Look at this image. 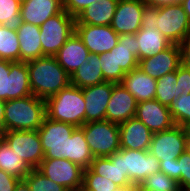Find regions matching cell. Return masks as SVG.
Masks as SVG:
<instances>
[{
    "mask_svg": "<svg viewBox=\"0 0 190 191\" xmlns=\"http://www.w3.org/2000/svg\"><path fill=\"white\" fill-rule=\"evenodd\" d=\"M153 26L171 44L178 45L190 31V22L180 2L159 7L145 5L142 14V28Z\"/></svg>",
    "mask_w": 190,
    "mask_h": 191,
    "instance_id": "1",
    "label": "cell"
},
{
    "mask_svg": "<svg viewBox=\"0 0 190 191\" xmlns=\"http://www.w3.org/2000/svg\"><path fill=\"white\" fill-rule=\"evenodd\" d=\"M32 94L46 100L68 87L70 75L54 56H43L26 62Z\"/></svg>",
    "mask_w": 190,
    "mask_h": 191,
    "instance_id": "2",
    "label": "cell"
},
{
    "mask_svg": "<svg viewBox=\"0 0 190 191\" xmlns=\"http://www.w3.org/2000/svg\"><path fill=\"white\" fill-rule=\"evenodd\" d=\"M45 117V100L33 94L24 98L5 101V131L38 130Z\"/></svg>",
    "mask_w": 190,
    "mask_h": 191,
    "instance_id": "3",
    "label": "cell"
},
{
    "mask_svg": "<svg viewBox=\"0 0 190 191\" xmlns=\"http://www.w3.org/2000/svg\"><path fill=\"white\" fill-rule=\"evenodd\" d=\"M49 119L81 127L85 124V101L81 88L74 85L61 89L46 100Z\"/></svg>",
    "mask_w": 190,
    "mask_h": 191,
    "instance_id": "4",
    "label": "cell"
},
{
    "mask_svg": "<svg viewBox=\"0 0 190 191\" xmlns=\"http://www.w3.org/2000/svg\"><path fill=\"white\" fill-rule=\"evenodd\" d=\"M81 128L94 157H109L121 149L119 124L105 119L87 122Z\"/></svg>",
    "mask_w": 190,
    "mask_h": 191,
    "instance_id": "5",
    "label": "cell"
},
{
    "mask_svg": "<svg viewBox=\"0 0 190 191\" xmlns=\"http://www.w3.org/2000/svg\"><path fill=\"white\" fill-rule=\"evenodd\" d=\"M75 18L65 10L50 17L40 26L42 57L54 56L75 33Z\"/></svg>",
    "mask_w": 190,
    "mask_h": 191,
    "instance_id": "6",
    "label": "cell"
},
{
    "mask_svg": "<svg viewBox=\"0 0 190 191\" xmlns=\"http://www.w3.org/2000/svg\"><path fill=\"white\" fill-rule=\"evenodd\" d=\"M75 128L46 116L38 129L44 159H68L69 137Z\"/></svg>",
    "mask_w": 190,
    "mask_h": 191,
    "instance_id": "7",
    "label": "cell"
},
{
    "mask_svg": "<svg viewBox=\"0 0 190 191\" xmlns=\"http://www.w3.org/2000/svg\"><path fill=\"white\" fill-rule=\"evenodd\" d=\"M32 95L26 62L0 60V99L12 100Z\"/></svg>",
    "mask_w": 190,
    "mask_h": 191,
    "instance_id": "8",
    "label": "cell"
},
{
    "mask_svg": "<svg viewBox=\"0 0 190 191\" xmlns=\"http://www.w3.org/2000/svg\"><path fill=\"white\" fill-rule=\"evenodd\" d=\"M37 170L69 191H81L84 168L68 159H43Z\"/></svg>",
    "mask_w": 190,
    "mask_h": 191,
    "instance_id": "9",
    "label": "cell"
},
{
    "mask_svg": "<svg viewBox=\"0 0 190 191\" xmlns=\"http://www.w3.org/2000/svg\"><path fill=\"white\" fill-rule=\"evenodd\" d=\"M4 139L32 169H37L44 159L38 130L4 131Z\"/></svg>",
    "mask_w": 190,
    "mask_h": 191,
    "instance_id": "10",
    "label": "cell"
},
{
    "mask_svg": "<svg viewBox=\"0 0 190 191\" xmlns=\"http://www.w3.org/2000/svg\"><path fill=\"white\" fill-rule=\"evenodd\" d=\"M120 167L131 183L140 184L160 171L159 160L150 151L120 149Z\"/></svg>",
    "mask_w": 190,
    "mask_h": 191,
    "instance_id": "11",
    "label": "cell"
},
{
    "mask_svg": "<svg viewBox=\"0 0 190 191\" xmlns=\"http://www.w3.org/2000/svg\"><path fill=\"white\" fill-rule=\"evenodd\" d=\"M186 138L183 129L179 125L153 133L149 151L159 161L172 162L186 152Z\"/></svg>",
    "mask_w": 190,
    "mask_h": 191,
    "instance_id": "12",
    "label": "cell"
},
{
    "mask_svg": "<svg viewBox=\"0 0 190 191\" xmlns=\"http://www.w3.org/2000/svg\"><path fill=\"white\" fill-rule=\"evenodd\" d=\"M75 32L90 54L99 55L109 52L119 43V35L110 25L75 24Z\"/></svg>",
    "mask_w": 190,
    "mask_h": 191,
    "instance_id": "13",
    "label": "cell"
},
{
    "mask_svg": "<svg viewBox=\"0 0 190 191\" xmlns=\"http://www.w3.org/2000/svg\"><path fill=\"white\" fill-rule=\"evenodd\" d=\"M145 4L141 0H118L110 26L118 34H136L142 28Z\"/></svg>",
    "mask_w": 190,
    "mask_h": 191,
    "instance_id": "14",
    "label": "cell"
},
{
    "mask_svg": "<svg viewBox=\"0 0 190 191\" xmlns=\"http://www.w3.org/2000/svg\"><path fill=\"white\" fill-rule=\"evenodd\" d=\"M137 104L134 96L121 83H113L105 119L116 124L123 123L135 117Z\"/></svg>",
    "mask_w": 190,
    "mask_h": 191,
    "instance_id": "15",
    "label": "cell"
},
{
    "mask_svg": "<svg viewBox=\"0 0 190 191\" xmlns=\"http://www.w3.org/2000/svg\"><path fill=\"white\" fill-rule=\"evenodd\" d=\"M111 51H114L115 83H121L127 72L138 67L139 43L136 34L119 35V43Z\"/></svg>",
    "mask_w": 190,
    "mask_h": 191,
    "instance_id": "16",
    "label": "cell"
},
{
    "mask_svg": "<svg viewBox=\"0 0 190 191\" xmlns=\"http://www.w3.org/2000/svg\"><path fill=\"white\" fill-rule=\"evenodd\" d=\"M181 64V50L178 44H171L167 49L153 57L139 60L138 67L153 79L174 72Z\"/></svg>",
    "mask_w": 190,
    "mask_h": 191,
    "instance_id": "17",
    "label": "cell"
},
{
    "mask_svg": "<svg viewBox=\"0 0 190 191\" xmlns=\"http://www.w3.org/2000/svg\"><path fill=\"white\" fill-rule=\"evenodd\" d=\"M135 117L152 133L168 130L175 125L168 107L156 99L139 102Z\"/></svg>",
    "mask_w": 190,
    "mask_h": 191,
    "instance_id": "18",
    "label": "cell"
},
{
    "mask_svg": "<svg viewBox=\"0 0 190 191\" xmlns=\"http://www.w3.org/2000/svg\"><path fill=\"white\" fill-rule=\"evenodd\" d=\"M112 90L113 82L109 81L82 89L85 101V123L105 120Z\"/></svg>",
    "mask_w": 190,
    "mask_h": 191,
    "instance_id": "19",
    "label": "cell"
},
{
    "mask_svg": "<svg viewBox=\"0 0 190 191\" xmlns=\"http://www.w3.org/2000/svg\"><path fill=\"white\" fill-rule=\"evenodd\" d=\"M121 149L149 151L153 133L136 117L119 124Z\"/></svg>",
    "mask_w": 190,
    "mask_h": 191,
    "instance_id": "20",
    "label": "cell"
},
{
    "mask_svg": "<svg viewBox=\"0 0 190 191\" xmlns=\"http://www.w3.org/2000/svg\"><path fill=\"white\" fill-rule=\"evenodd\" d=\"M90 52L75 32L54 55L60 66L71 76L84 61L89 59Z\"/></svg>",
    "mask_w": 190,
    "mask_h": 191,
    "instance_id": "21",
    "label": "cell"
},
{
    "mask_svg": "<svg viewBox=\"0 0 190 191\" xmlns=\"http://www.w3.org/2000/svg\"><path fill=\"white\" fill-rule=\"evenodd\" d=\"M63 0H27L21 4L22 22L41 26L50 17L62 12Z\"/></svg>",
    "mask_w": 190,
    "mask_h": 191,
    "instance_id": "22",
    "label": "cell"
},
{
    "mask_svg": "<svg viewBox=\"0 0 190 191\" xmlns=\"http://www.w3.org/2000/svg\"><path fill=\"white\" fill-rule=\"evenodd\" d=\"M121 84L138 103L155 99L157 80L144 73L139 67L127 72Z\"/></svg>",
    "mask_w": 190,
    "mask_h": 191,
    "instance_id": "23",
    "label": "cell"
},
{
    "mask_svg": "<svg viewBox=\"0 0 190 191\" xmlns=\"http://www.w3.org/2000/svg\"><path fill=\"white\" fill-rule=\"evenodd\" d=\"M17 36L20 47V61L28 62L42 57L39 26L22 22L17 29Z\"/></svg>",
    "mask_w": 190,
    "mask_h": 191,
    "instance_id": "24",
    "label": "cell"
},
{
    "mask_svg": "<svg viewBox=\"0 0 190 191\" xmlns=\"http://www.w3.org/2000/svg\"><path fill=\"white\" fill-rule=\"evenodd\" d=\"M118 0H97L75 17V24L110 25Z\"/></svg>",
    "mask_w": 190,
    "mask_h": 191,
    "instance_id": "25",
    "label": "cell"
},
{
    "mask_svg": "<svg viewBox=\"0 0 190 191\" xmlns=\"http://www.w3.org/2000/svg\"><path fill=\"white\" fill-rule=\"evenodd\" d=\"M90 168L98 175L105 176L118 186L130 184L128 173H123L120 167V150L109 157H94Z\"/></svg>",
    "mask_w": 190,
    "mask_h": 191,
    "instance_id": "26",
    "label": "cell"
},
{
    "mask_svg": "<svg viewBox=\"0 0 190 191\" xmlns=\"http://www.w3.org/2000/svg\"><path fill=\"white\" fill-rule=\"evenodd\" d=\"M136 40L139 43L138 60L153 57L171 45L154 26L151 28H141L136 33Z\"/></svg>",
    "mask_w": 190,
    "mask_h": 191,
    "instance_id": "27",
    "label": "cell"
},
{
    "mask_svg": "<svg viewBox=\"0 0 190 191\" xmlns=\"http://www.w3.org/2000/svg\"><path fill=\"white\" fill-rule=\"evenodd\" d=\"M99 55L90 54L89 59L70 76V83L81 89L104 82Z\"/></svg>",
    "mask_w": 190,
    "mask_h": 191,
    "instance_id": "28",
    "label": "cell"
},
{
    "mask_svg": "<svg viewBox=\"0 0 190 191\" xmlns=\"http://www.w3.org/2000/svg\"><path fill=\"white\" fill-rule=\"evenodd\" d=\"M93 159L94 156L90 152L84 130L81 127H76L69 137L68 160L87 169Z\"/></svg>",
    "mask_w": 190,
    "mask_h": 191,
    "instance_id": "29",
    "label": "cell"
},
{
    "mask_svg": "<svg viewBox=\"0 0 190 191\" xmlns=\"http://www.w3.org/2000/svg\"><path fill=\"white\" fill-rule=\"evenodd\" d=\"M0 169L23 180L33 169L19 157L3 138L0 142Z\"/></svg>",
    "mask_w": 190,
    "mask_h": 191,
    "instance_id": "30",
    "label": "cell"
},
{
    "mask_svg": "<svg viewBox=\"0 0 190 191\" xmlns=\"http://www.w3.org/2000/svg\"><path fill=\"white\" fill-rule=\"evenodd\" d=\"M0 60L20 61V47L17 31L0 25Z\"/></svg>",
    "mask_w": 190,
    "mask_h": 191,
    "instance_id": "31",
    "label": "cell"
},
{
    "mask_svg": "<svg viewBox=\"0 0 190 191\" xmlns=\"http://www.w3.org/2000/svg\"><path fill=\"white\" fill-rule=\"evenodd\" d=\"M177 78L176 71L168 73L157 80L155 99L162 105L169 106L174 99H177L181 94H178L176 87Z\"/></svg>",
    "mask_w": 190,
    "mask_h": 191,
    "instance_id": "32",
    "label": "cell"
},
{
    "mask_svg": "<svg viewBox=\"0 0 190 191\" xmlns=\"http://www.w3.org/2000/svg\"><path fill=\"white\" fill-rule=\"evenodd\" d=\"M20 7L16 0H0V25L17 31L22 24Z\"/></svg>",
    "mask_w": 190,
    "mask_h": 191,
    "instance_id": "33",
    "label": "cell"
},
{
    "mask_svg": "<svg viewBox=\"0 0 190 191\" xmlns=\"http://www.w3.org/2000/svg\"><path fill=\"white\" fill-rule=\"evenodd\" d=\"M118 187L112 180L96 174L90 167L84 169L81 191H115Z\"/></svg>",
    "mask_w": 190,
    "mask_h": 191,
    "instance_id": "34",
    "label": "cell"
},
{
    "mask_svg": "<svg viewBox=\"0 0 190 191\" xmlns=\"http://www.w3.org/2000/svg\"><path fill=\"white\" fill-rule=\"evenodd\" d=\"M30 191H69L64 186L55 183L37 169H33L24 179Z\"/></svg>",
    "mask_w": 190,
    "mask_h": 191,
    "instance_id": "35",
    "label": "cell"
},
{
    "mask_svg": "<svg viewBox=\"0 0 190 191\" xmlns=\"http://www.w3.org/2000/svg\"><path fill=\"white\" fill-rule=\"evenodd\" d=\"M175 125L190 121V93H182L177 99L168 106Z\"/></svg>",
    "mask_w": 190,
    "mask_h": 191,
    "instance_id": "36",
    "label": "cell"
},
{
    "mask_svg": "<svg viewBox=\"0 0 190 191\" xmlns=\"http://www.w3.org/2000/svg\"><path fill=\"white\" fill-rule=\"evenodd\" d=\"M140 188H149L160 191H179L178 182L165 173L159 171L149 175L140 185Z\"/></svg>",
    "mask_w": 190,
    "mask_h": 191,
    "instance_id": "37",
    "label": "cell"
},
{
    "mask_svg": "<svg viewBox=\"0 0 190 191\" xmlns=\"http://www.w3.org/2000/svg\"><path fill=\"white\" fill-rule=\"evenodd\" d=\"M177 161L178 172H180L179 188L190 191V154L186 151L178 157Z\"/></svg>",
    "mask_w": 190,
    "mask_h": 191,
    "instance_id": "38",
    "label": "cell"
},
{
    "mask_svg": "<svg viewBox=\"0 0 190 191\" xmlns=\"http://www.w3.org/2000/svg\"><path fill=\"white\" fill-rule=\"evenodd\" d=\"M99 61L104 80L115 83L114 51L99 54Z\"/></svg>",
    "mask_w": 190,
    "mask_h": 191,
    "instance_id": "39",
    "label": "cell"
},
{
    "mask_svg": "<svg viewBox=\"0 0 190 191\" xmlns=\"http://www.w3.org/2000/svg\"><path fill=\"white\" fill-rule=\"evenodd\" d=\"M178 94L190 93V69L180 64L176 70Z\"/></svg>",
    "mask_w": 190,
    "mask_h": 191,
    "instance_id": "40",
    "label": "cell"
},
{
    "mask_svg": "<svg viewBox=\"0 0 190 191\" xmlns=\"http://www.w3.org/2000/svg\"><path fill=\"white\" fill-rule=\"evenodd\" d=\"M97 0H63L64 10L74 18Z\"/></svg>",
    "mask_w": 190,
    "mask_h": 191,
    "instance_id": "41",
    "label": "cell"
},
{
    "mask_svg": "<svg viewBox=\"0 0 190 191\" xmlns=\"http://www.w3.org/2000/svg\"><path fill=\"white\" fill-rule=\"evenodd\" d=\"M19 178L0 169V191H14Z\"/></svg>",
    "mask_w": 190,
    "mask_h": 191,
    "instance_id": "42",
    "label": "cell"
},
{
    "mask_svg": "<svg viewBox=\"0 0 190 191\" xmlns=\"http://www.w3.org/2000/svg\"><path fill=\"white\" fill-rule=\"evenodd\" d=\"M160 171L168 175L170 178L175 179L177 182L180 181V172H178V161L177 159L172 162L159 161Z\"/></svg>",
    "mask_w": 190,
    "mask_h": 191,
    "instance_id": "43",
    "label": "cell"
},
{
    "mask_svg": "<svg viewBox=\"0 0 190 191\" xmlns=\"http://www.w3.org/2000/svg\"><path fill=\"white\" fill-rule=\"evenodd\" d=\"M179 46L181 50V64L190 69V31Z\"/></svg>",
    "mask_w": 190,
    "mask_h": 191,
    "instance_id": "44",
    "label": "cell"
},
{
    "mask_svg": "<svg viewBox=\"0 0 190 191\" xmlns=\"http://www.w3.org/2000/svg\"><path fill=\"white\" fill-rule=\"evenodd\" d=\"M141 1L145 5L155 6V7L181 2V0H141Z\"/></svg>",
    "mask_w": 190,
    "mask_h": 191,
    "instance_id": "45",
    "label": "cell"
},
{
    "mask_svg": "<svg viewBox=\"0 0 190 191\" xmlns=\"http://www.w3.org/2000/svg\"><path fill=\"white\" fill-rule=\"evenodd\" d=\"M115 191H140V184L130 183L125 186H119Z\"/></svg>",
    "mask_w": 190,
    "mask_h": 191,
    "instance_id": "46",
    "label": "cell"
},
{
    "mask_svg": "<svg viewBox=\"0 0 190 191\" xmlns=\"http://www.w3.org/2000/svg\"><path fill=\"white\" fill-rule=\"evenodd\" d=\"M4 108H5V100L0 99V130L5 131L4 127Z\"/></svg>",
    "mask_w": 190,
    "mask_h": 191,
    "instance_id": "47",
    "label": "cell"
},
{
    "mask_svg": "<svg viewBox=\"0 0 190 191\" xmlns=\"http://www.w3.org/2000/svg\"><path fill=\"white\" fill-rule=\"evenodd\" d=\"M14 191H30V188L24 180H20L15 186Z\"/></svg>",
    "mask_w": 190,
    "mask_h": 191,
    "instance_id": "48",
    "label": "cell"
},
{
    "mask_svg": "<svg viewBox=\"0 0 190 191\" xmlns=\"http://www.w3.org/2000/svg\"><path fill=\"white\" fill-rule=\"evenodd\" d=\"M186 141H190V121L181 125Z\"/></svg>",
    "mask_w": 190,
    "mask_h": 191,
    "instance_id": "49",
    "label": "cell"
},
{
    "mask_svg": "<svg viewBox=\"0 0 190 191\" xmlns=\"http://www.w3.org/2000/svg\"><path fill=\"white\" fill-rule=\"evenodd\" d=\"M180 3L182 4L184 11L187 14L188 20L190 22V0H181Z\"/></svg>",
    "mask_w": 190,
    "mask_h": 191,
    "instance_id": "50",
    "label": "cell"
},
{
    "mask_svg": "<svg viewBox=\"0 0 190 191\" xmlns=\"http://www.w3.org/2000/svg\"><path fill=\"white\" fill-rule=\"evenodd\" d=\"M187 145H186V151L190 154V141H186Z\"/></svg>",
    "mask_w": 190,
    "mask_h": 191,
    "instance_id": "51",
    "label": "cell"
},
{
    "mask_svg": "<svg viewBox=\"0 0 190 191\" xmlns=\"http://www.w3.org/2000/svg\"><path fill=\"white\" fill-rule=\"evenodd\" d=\"M140 191H160V190H154L149 188H140Z\"/></svg>",
    "mask_w": 190,
    "mask_h": 191,
    "instance_id": "52",
    "label": "cell"
},
{
    "mask_svg": "<svg viewBox=\"0 0 190 191\" xmlns=\"http://www.w3.org/2000/svg\"><path fill=\"white\" fill-rule=\"evenodd\" d=\"M3 138H4V131L0 130V142L3 140Z\"/></svg>",
    "mask_w": 190,
    "mask_h": 191,
    "instance_id": "53",
    "label": "cell"
},
{
    "mask_svg": "<svg viewBox=\"0 0 190 191\" xmlns=\"http://www.w3.org/2000/svg\"><path fill=\"white\" fill-rule=\"evenodd\" d=\"M20 5L25 3L27 0H16Z\"/></svg>",
    "mask_w": 190,
    "mask_h": 191,
    "instance_id": "54",
    "label": "cell"
}]
</instances>
